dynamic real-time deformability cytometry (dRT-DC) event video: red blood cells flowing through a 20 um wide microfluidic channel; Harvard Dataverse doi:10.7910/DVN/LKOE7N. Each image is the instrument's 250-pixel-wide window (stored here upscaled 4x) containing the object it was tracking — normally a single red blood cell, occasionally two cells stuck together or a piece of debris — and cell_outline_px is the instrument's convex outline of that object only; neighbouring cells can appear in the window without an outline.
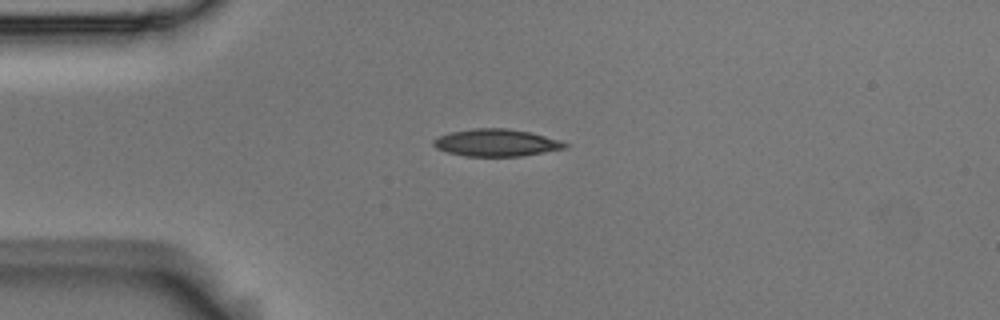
{"species": "Egyptian fruit bat (a non-hibernating species)", "species_latin": "Rousettus aegyptiacus", "temperature_condition": "room temperature", "stored_images_in_passage": 3, "camera_frame_rate_fps": 3000, "um_per_image_px": 0.085, "animal": {"sex": "male"}, "frame": {"image": 1, "passage_image": 1, "time_ms": 0.0, "image_size_px": [1000, 320], "cell_outline_px": [[568, 148], [520, 156], [468, 156], [448, 152], [436, 148], [432, 144], [432, 140], [440, 136], [452, 132], [472, 128], [508, 128], [528, 132], [560, 140], [568, 144]], "centroid_in_image_um": [42.19, 12.13], "position_along_channel_um": 42.8, "area_um2": 20.69}}
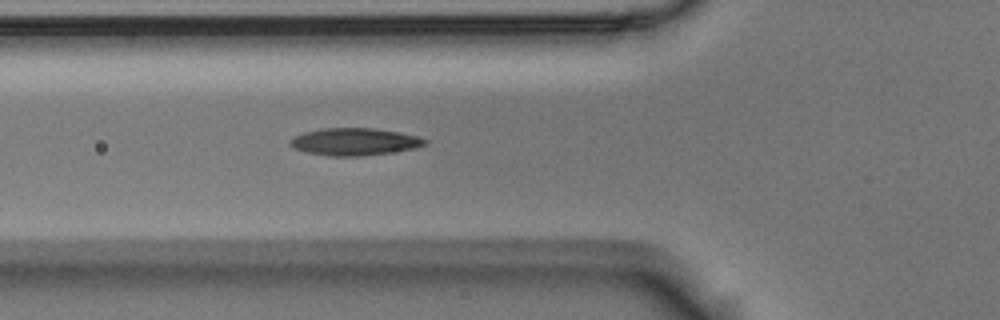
{"frame": {"image": 2, "passage_image": 3, "time_ms": 0.667, "image_size_px": [1000, 320], "cell_outline_px": [[428, 144], [416, 148], [364, 156], [328, 156], [308, 152], [292, 148], [288, 144], [292, 136], [304, 132], [320, 128], [376, 128], [400, 132], [416, 136], [428, 140]], "centroid_in_image_um": [30.11, 12.04], "position_along_channel_um": 95.7, "area_um2": 21.68}}